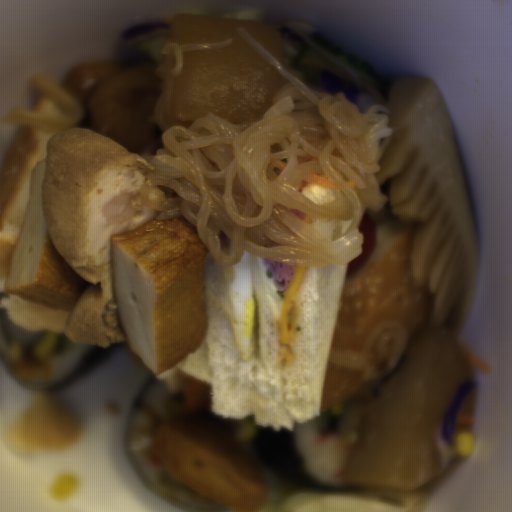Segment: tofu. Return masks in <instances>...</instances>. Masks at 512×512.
Segmentation results:
<instances>
[{
    "label": "tofu",
    "instance_id": "5b9d583a",
    "mask_svg": "<svg viewBox=\"0 0 512 512\" xmlns=\"http://www.w3.org/2000/svg\"><path fill=\"white\" fill-rule=\"evenodd\" d=\"M207 251L184 214L111 235L120 325L133 352L156 377L194 354L205 340Z\"/></svg>",
    "mask_w": 512,
    "mask_h": 512
},
{
    "label": "tofu",
    "instance_id": "ead7c124",
    "mask_svg": "<svg viewBox=\"0 0 512 512\" xmlns=\"http://www.w3.org/2000/svg\"><path fill=\"white\" fill-rule=\"evenodd\" d=\"M151 443L175 478L224 509L264 507L266 485L253 456L221 426L200 416L167 418L151 433Z\"/></svg>",
    "mask_w": 512,
    "mask_h": 512
},
{
    "label": "tofu",
    "instance_id": "31d398ca",
    "mask_svg": "<svg viewBox=\"0 0 512 512\" xmlns=\"http://www.w3.org/2000/svg\"><path fill=\"white\" fill-rule=\"evenodd\" d=\"M46 155L31 171L29 200L8 258L4 291L28 302L72 311L91 283L56 249L43 215Z\"/></svg>",
    "mask_w": 512,
    "mask_h": 512
}]
</instances>
